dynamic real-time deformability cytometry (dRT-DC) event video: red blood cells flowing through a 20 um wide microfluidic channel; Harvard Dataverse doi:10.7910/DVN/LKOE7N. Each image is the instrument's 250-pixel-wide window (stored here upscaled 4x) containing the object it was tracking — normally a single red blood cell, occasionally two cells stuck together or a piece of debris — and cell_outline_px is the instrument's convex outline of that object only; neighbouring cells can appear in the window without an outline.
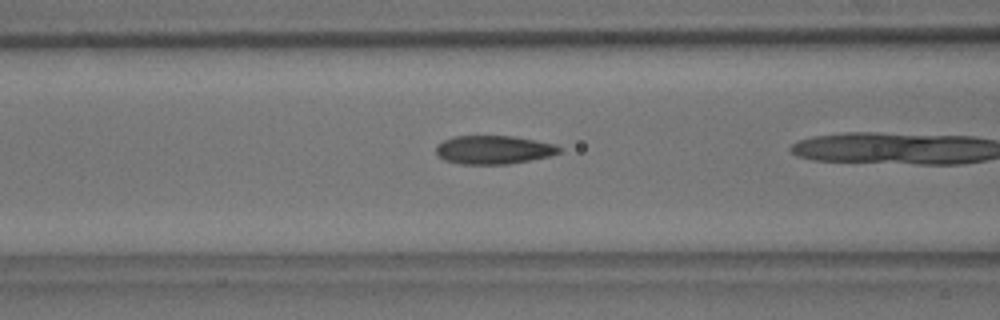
{"species": "common noctule bat (a hibernating species)", "species_latin": "Nyctalus noctula", "temperature_condition": "room temperature", "stored_images_in_passage": 16, "camera_frame_rate_fps": 3000, "um_per_image_px": 0.085, "animal": {"sex": "male", "body_mass_g": 18.8}, "frame": {"image": 1, "passage_image": 15, "time_ms": 4.667, "image_size_px": [1000, 320], "cell_outline_px": [[560, 152], [548, 156], [508, 164], [460, 164], [444, 160], [436, 152], [436, 144], [452, 136], [516, 136], [556, 144], [560, 148]], "centroid_in_image_um": [41.93, 12.72], "position_along_channel_um": 124.7, "area_um2": 20.46}}